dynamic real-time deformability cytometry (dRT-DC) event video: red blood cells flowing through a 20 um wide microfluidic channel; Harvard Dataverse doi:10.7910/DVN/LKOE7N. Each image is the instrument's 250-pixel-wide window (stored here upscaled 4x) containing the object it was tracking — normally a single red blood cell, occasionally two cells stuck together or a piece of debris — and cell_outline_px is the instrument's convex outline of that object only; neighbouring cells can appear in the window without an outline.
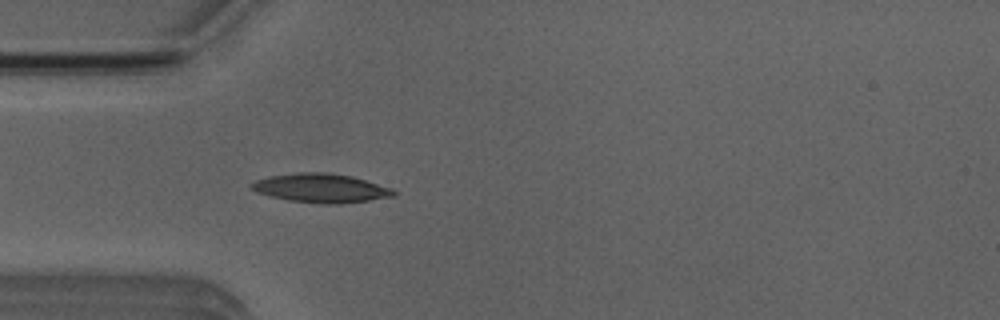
{"species": "Egyptian fruit bat (a non-hibernating species)", "species_latin": "Rousettus aegyptiacus", "temperature_condition": "room temperature", "stored_images_in_passage": 49, "camera_frame_rate_fps": 3000, "um_per_image_px": 0.085, "animal": {"sex": "male"}, "frame": {"image": 1, "passage_image": 12, "time_ms": 3.667, "image_size_px": [1000, 320], "cell_outline_px": [[396, 196], [340, 204], [324, 204], [288, 200], [256, 192], [248, 184], [256, 180], [272, 176], [300, 172], [324, 172], [352, 176], [392, 188], [396, 192]], "centroid_in_image_um": [27.3, 15.99], "position_along_channel_um": 57.7, "area_um2": 23.81}}
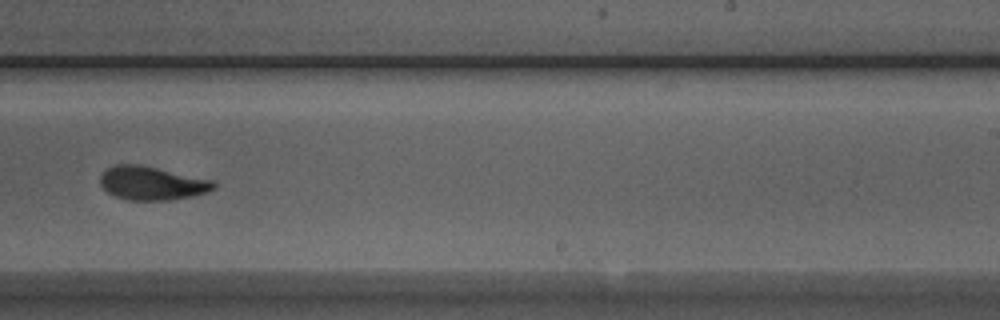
{"frame": {"image": 2, "passage_image": 29, "time_ms": 9.333, "image_size_px": [1000, 320], "cell_outline_px": [[216, 188], [208, 192], [192, 196], [168, 200], [128, 200], [116, 196], [108, 192], [100, 184], [100, 176], [108, 168], [116, 164], [140, 164], [212, 180], [216, 184]], "centroid_in_image_um": [12.92, 15.57], "position_along_channel_um": 276.1, "area_um2": 22.08}}
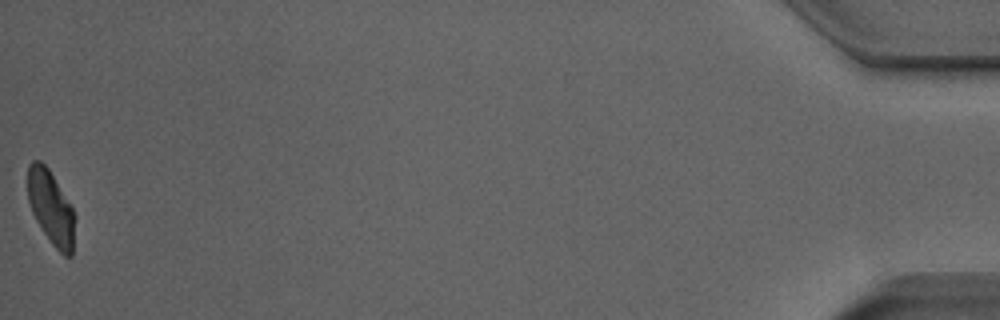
{"frame": {"image": 3, "passage_image": 49, "time_ms": 16.0, "image_size_px": [1000, 320], "cell_outline_px": [[76, 216], [72, 256], [64, 256], [52, 244], [36, 220], [32, 212], [28, 200], [28, 164], [32, 160], [40, 160], [48, 168], [72, 208]], "centroid_in_image_um": [4.34, 17.66], "position_along_channel_um": 430.9, "area_um2": 20.17}, "authors_computed_cell_mechanics": {"area_um2": 21.8484, "velocity_mm_per_s": 3.9088, "shape_relaxation_time_tau1_ms": 3.7298, "shape_relaxation_time_tau2_ms": 1.6576, "deformation_change_tau1": 0.1408, "deformation_change_tau2": 0.0732}}